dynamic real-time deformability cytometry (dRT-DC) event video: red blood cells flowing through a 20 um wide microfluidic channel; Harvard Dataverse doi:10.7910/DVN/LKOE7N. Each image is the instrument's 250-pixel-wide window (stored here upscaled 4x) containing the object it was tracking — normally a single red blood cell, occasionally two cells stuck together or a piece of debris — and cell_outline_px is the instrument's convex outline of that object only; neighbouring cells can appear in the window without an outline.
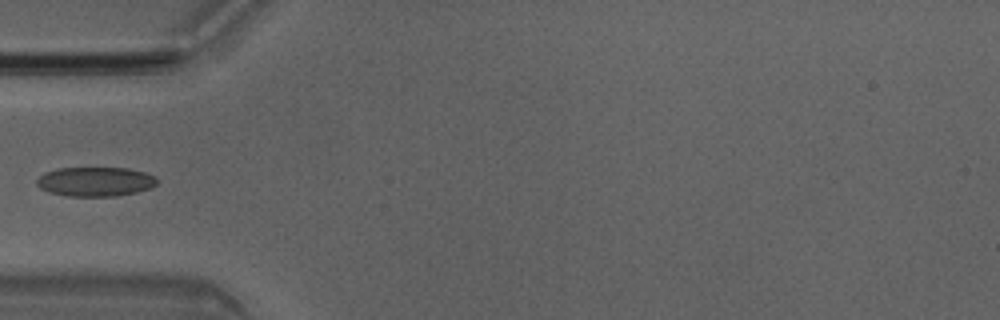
{"species": "Egyptian fruit bat (a non-hibernating species)", "species_latin": "Rousettus aegyptiacus", "temperature_condition": "room temperature", "stored_images_in_passage": 17, "camera_frame_rate_fps": 3000, "um_per_image_px": 0.085, "animal": {"sex": "male"}, "frame": {"image": 1, "passage_image": 1, "time_ms": 0.0, "image_size_px": [1000, 320], "cell_outline_px": [[156, 184], [152, 188], [136, 192], [116, 196], [68, 196], [48, 192], [40, 188], [36, 184], [36, 180], [44, 172], [56, 168], [128, 168], [144, 172], [156, 176]], "centroid_in_image_um": [8.09, 15.43], "position_along_channel_um": 76.9, "area_um2": 20.69}}
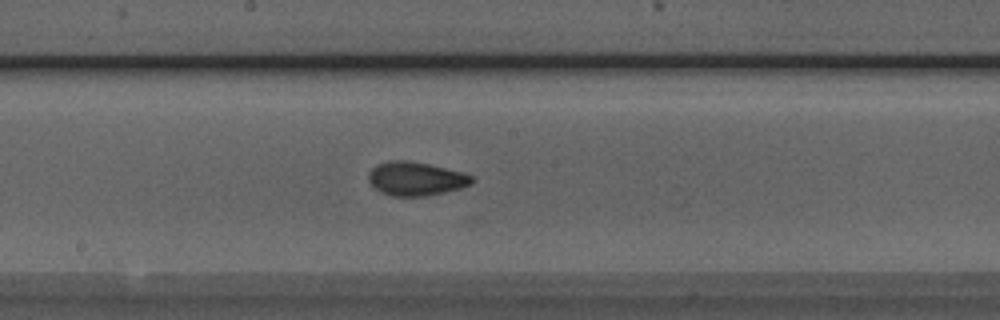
{"frame": {"image": 2, "passage_image": 11, "time_ms": 3.333, "image_size_px": [1000, 320], "cell_outline_px": [[476, 180], [472, 184], [460, 188], [428, 196], [392, 196], [380, 192], [368, 180], [368, 172], [376, 164], [388, 160], [408, 160], [428, 164], [460, 172], [472, 176]], "centroid_in_image_um": [35.32, 15.19], "position_along_channel_um": 212.9, "area_um2": 20.35}}
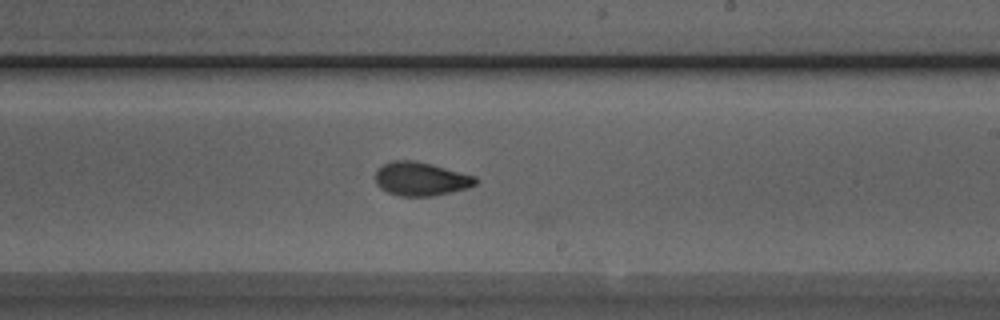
{"frame": {"image": 3, "passage_image": 14, "time_ms": 4.333, "image_size_px": [1000, 320], "cell_outline_px": [[480, 180], [476, 184], [468, 188], [432, 196], [400, 196], [388, 192], [380, 188], [376, 184], [376, 172], [384, 164], [392, 160], [416, 160], [432, 164], [476, 176]], "centroid_in_image_um": [35.8, 15.2], "position_along_channel_um": 253.2, "area_um2": 19.71}}